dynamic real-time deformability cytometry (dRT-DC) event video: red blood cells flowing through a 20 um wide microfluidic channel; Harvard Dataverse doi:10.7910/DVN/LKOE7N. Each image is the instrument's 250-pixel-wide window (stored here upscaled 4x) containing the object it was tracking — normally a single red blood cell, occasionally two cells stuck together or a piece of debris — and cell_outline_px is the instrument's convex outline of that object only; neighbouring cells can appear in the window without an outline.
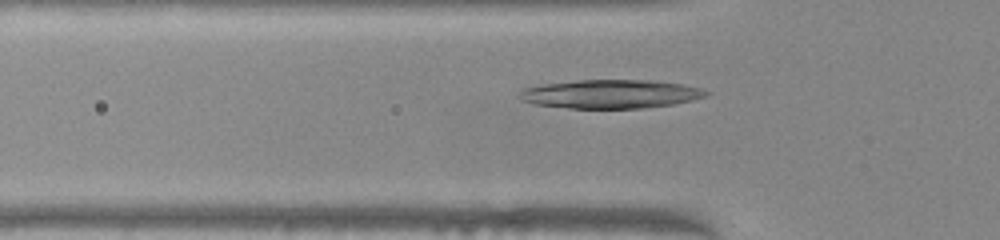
{"species": "common noctule bat (a hibernating species)", "species_latin": "Nyctalus noctula", "temperature_condition": "warm", "stored_images_in_passage": 38, "camera_frame_rate_fps": 3000, "um_per_image_px": 0.085, "animal": {"sex": "female", "body_mass_g": 22.0, "forearm_length_mm": 56.7}, "frame": {"image": 1, "passage_image": 4, "time_ms": 1.0, "image_size_px": [1000, 240], "cell_outline_px": [[708, 96], [676, 104], [644, 108], [572, 108], [536, 104], [520, 100], [516, 96], [524, 88], [544, 84], [576, 80], [648, 80], [680, 84], [700, 88], [708, 92]], "centroid_in_image_um": [51.89, 7.99], "position_along_channel_um": 73.9, "area_um2": 31.1}}
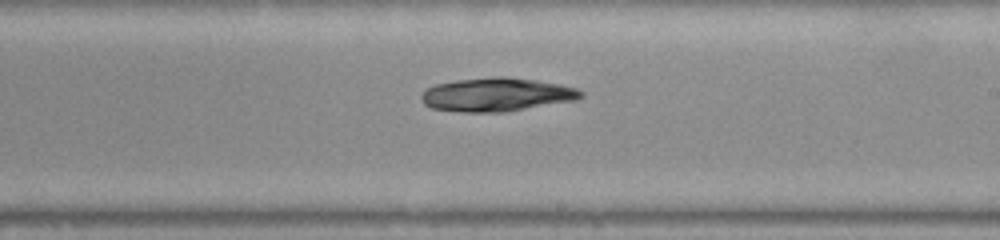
{"frame": {"image": 2, "passage_image": 17, "time_ms": 5.333, "image_size_px": [1000, 240], "cell_outline_px": [[584, 96], [576, 100], [504, 112], [464, 112], [432, 108], [424, 104], [420, 96], [428, 88], [436, 84], [456, 80], [492, 76], [504, 76], [560, 84], [576, 88], [584, 92]], "centroid_in_image_um": [42.23, 8.04], "position_along_channel_um": 246.8, "area_um2": 31.1}}
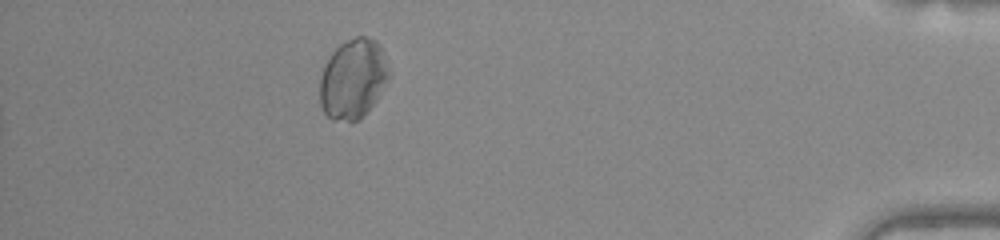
{"frame": {"image": 3, "passage_image": 33, "time_ms": 10.667, "image_size_px": [1000, 240], "cell_outline_px": [[392, 76], [376, 100], [364, 116], [360, 120], [352, 124], [332, 120], [324, 112], [320, 104], [320, 76], [324, 64], [328, 56], [340, 44], [356, 36], [368, 36], [376, 40], [380, 44], [392, 72]], "centroid_in_image_um": [30.04, 6.72], "position_along_channel_um": 405.2, "area_um2": 33.18}}